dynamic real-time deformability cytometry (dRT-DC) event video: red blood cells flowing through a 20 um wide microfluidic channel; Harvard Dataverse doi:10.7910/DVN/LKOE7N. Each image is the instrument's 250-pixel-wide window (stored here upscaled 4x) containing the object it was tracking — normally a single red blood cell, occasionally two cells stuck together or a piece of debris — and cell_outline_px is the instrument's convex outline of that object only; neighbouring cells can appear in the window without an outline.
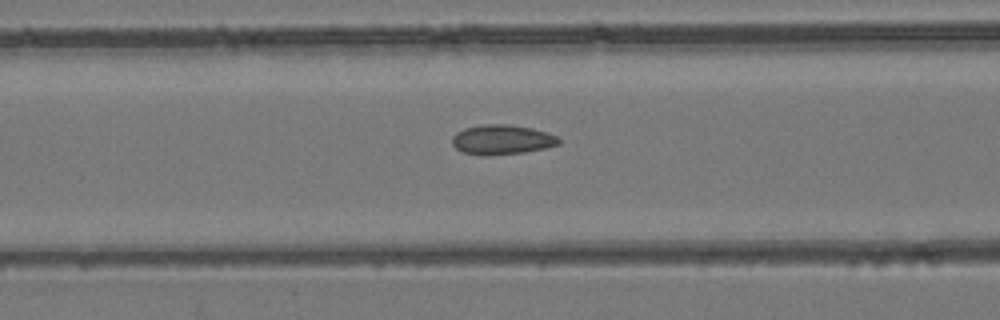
{"species": "common noctule bat (a hibernating species)", "species_latin": "Nyctalus noctula", "temperature_condition": "room temperature", "stored_images_in_passage": 49, "camera_frame_rate_fps": 3000, "um_per_image_px": 0.085, "animal": {"sex": "female", "body_mass_g": 24.6, "forearm_length_mm": 56.2}, "frame": {"image": 1, "passage_image": 17, "time_ms": 5.333, "image_size_px": [1000, 320], "cell_outline_px": [[560, 144], [544, 148], [524, 152], [488, 156], [464, 152], [456, 148], [452, 144], [452, 136], [456, 132], [464, 128], [484, 124], [508, 124], [532, 128], [548, 132], [556, 136], [560, 140]], "centroid_in_image_um": [42.66, 11.86], "position_along_channel_um": 123.9, "area_um2": 18.5}}
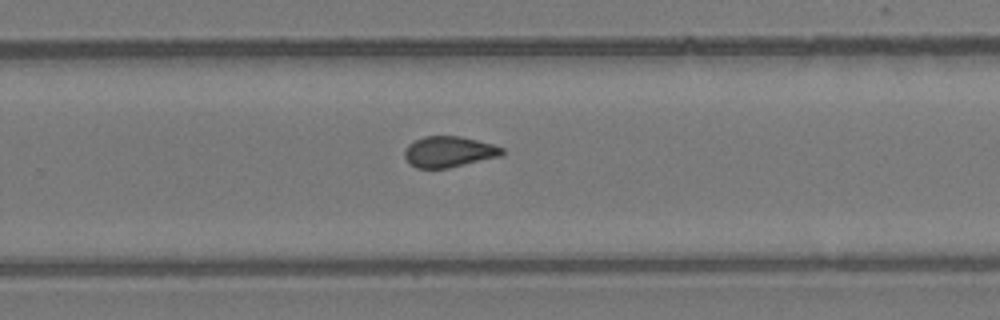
{"frame": {"image": 2, "passage_image": 30, "time_ms": 9.667, "image_size_px": [1000, 320], "cell_outline_px": [[504, 152], [500, 156], [448, 168], [416, 168], [404, 156], [404, 148], [408, 144], [424, 136], [460, 136], [492, 144], [504, 148]], "centroid_in_image_um": [38.14, 12.89], "position_along_channel_um": 291.7, "area_um2": 17.4}}
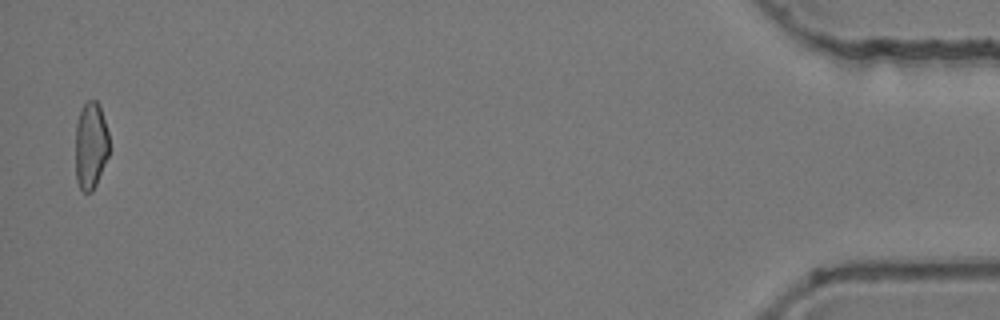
{"frame": {"image": 3, "passage_image": 48, "time_ms": 15.667, "image_size_px": [1000, 320], "cell_outline_px": [[108, 156], [96, 184], [92, 192], [84, 192], [80, 188], [76, 180], [76, 124], [80, 112], [84, 104], [88, 100], [96, 100], [100, 104], [108, 132]], "centroid_in_image_um": [7.71, 12.36], "position_along_channel_um": 427.5, "area_um2": 17.05}, "authors_computed_cell_mechanics": {"area_um2": 17.9758, "velocity_mm_per_s": 3.8742, "shape_relaxation_time_tau1_ms": null, "shape_relaxation_time_tau2_ms": 1.5289, "deformation_change_tau1": null, "deformation_change_tau2": 0.0636}}